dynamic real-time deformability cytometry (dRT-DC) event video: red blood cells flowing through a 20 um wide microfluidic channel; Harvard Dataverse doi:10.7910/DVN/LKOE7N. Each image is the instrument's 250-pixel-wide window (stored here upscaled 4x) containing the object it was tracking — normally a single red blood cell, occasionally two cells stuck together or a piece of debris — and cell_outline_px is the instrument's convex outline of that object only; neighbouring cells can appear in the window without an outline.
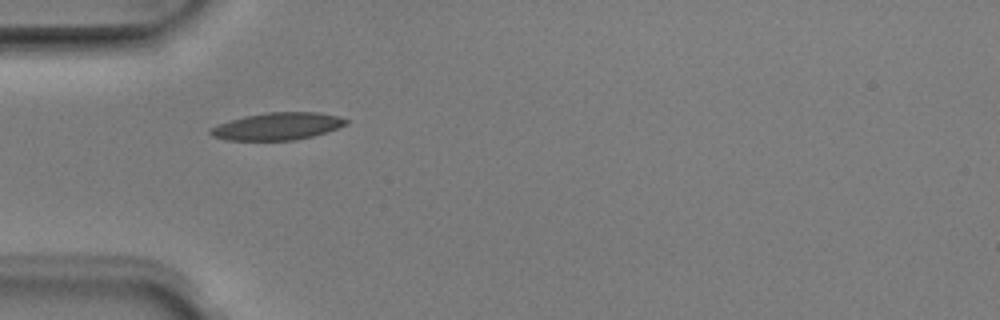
{"species": "Egyptian fruit bat (a non-hibernating species)", "species_latin": "Rousettus aegyptiacus", "temperature_condition": "room temperature", "stored_images_in_passage": 3, "camera_frame_rate_fps": 3000, "um_per_image_px": 0.085, "animal": {"sex": "male"}, "frame": {"image": 1, "passage_image": 1, "time_ms": 0.0, "image_size_px": [1000, 320], "cell_outline_px": [[348, 124], [312, 136], [292, 140], [228, 140], [212, 136], [208, 132], [208, 128], [244, 116], [268, 112], [320, 112], [336, 116], [348, 120]], "centroid_in_image_um": [23.55, 10.73], "position_along_channel_um": 61.4, "area_um2": 21.33}}
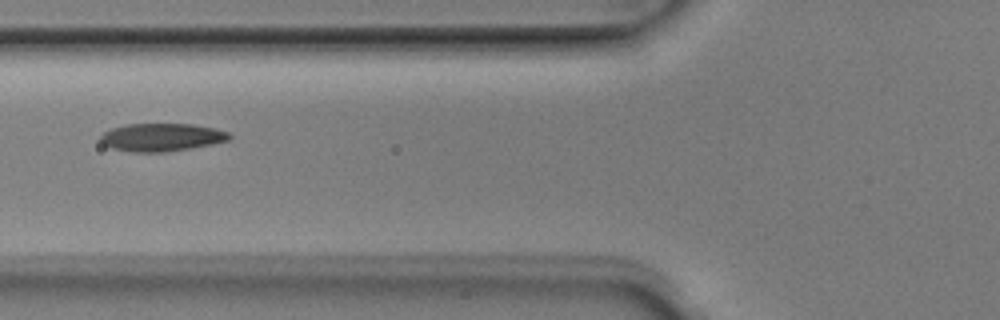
{"frame": {"image": 2, "passage_image": 2, "time_ms": 0.333, "image_size_px": [1000, 320], "cell_outline_px": [[232, 136], [228, 140], [212, 144], [164, 152], [132, 152], [112, 148], [104, 144], [100, 140], [100, 136], [104, 132], [112, 128], [128, 124], [192, 124], [216, 128], [228, 132]], "centroid_in_image_um": [13.74, 11.66], "position_along_channel_um": 112.1, "area_um2": 20.81}}
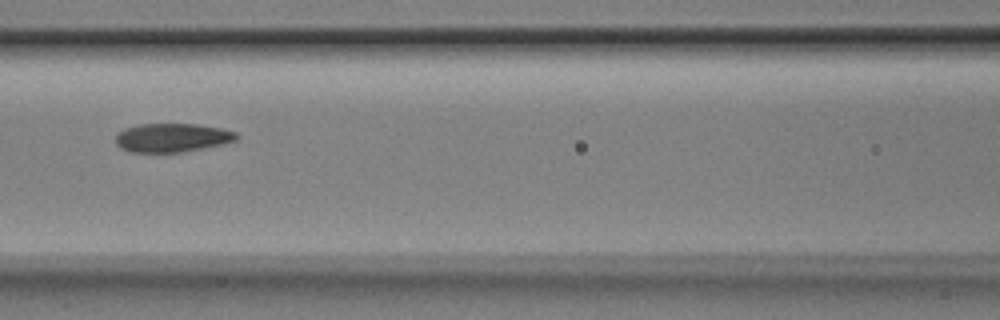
{"frame": {"image": 3, "passage_image": 3, "time_ms": 0.667, "image_size_px": [1000, 320], "cell_outline_px": [[240, 136], [236, 140], [224, 144], [180, 152], [128, 152], [120, 148], [116, 144], [116, 132], [124, 128], [140, 124], [200, 124], [220, 128], [236, 132]], "centroid_in_image_um": [14.61, 11.7], "position_along_channel_um": 152.0, "area_um2": 20.4}}